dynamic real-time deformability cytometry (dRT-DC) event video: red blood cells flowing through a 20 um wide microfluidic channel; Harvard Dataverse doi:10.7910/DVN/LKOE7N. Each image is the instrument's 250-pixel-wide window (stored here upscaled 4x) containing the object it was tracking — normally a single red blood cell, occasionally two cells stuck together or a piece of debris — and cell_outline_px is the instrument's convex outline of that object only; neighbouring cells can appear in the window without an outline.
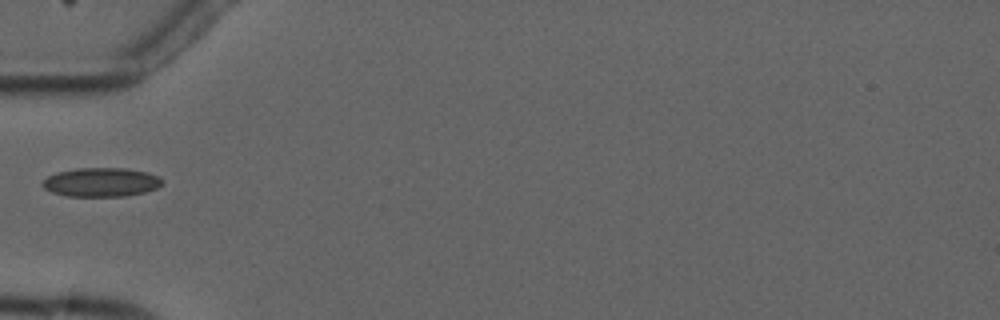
{"species": "common noctule bat (a hibernating species)", "species_latin": "Nyctalus noctula", "temperature_condition": "cold", "stored_images_in_passage": 2, "camera_frame_rate_fps": 3000, "um_per_image_px": 0.085, "animal": {"sex": "male", "forearm_length_mm": 52.5}, "frame": {"image": 1, "passage_image": 1, "time_ms": 0.0, "image_size_px": [1000, 320], "cell_outline_px": [[164, 184], [156, 188], [144, 192], [124, 196], [68, 196], [52, 192], [44, 188], [44, 180], [48, 176], [56, 172], [76, 168], [124, 168], [148, 172], [160, 176], [164, 180]], "centroid_in_image_um": [8.65, 15.48], "position_along_channel_um": 76.3, "area_um2": 20.23}}
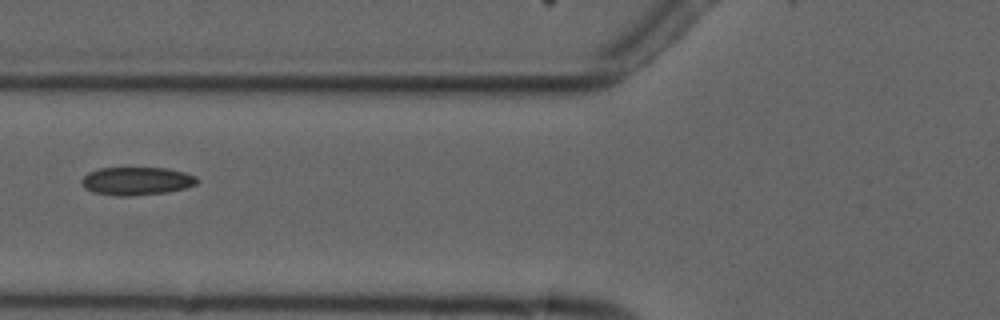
{"frame": {"image": 2, "passage_image": 2, "time_ms": 1.0, "image_size_px": [1000, 320], "cell_outline_px": [[200, 180], [196, 184], [184, 188], [168, 192], [128, 196], [120, 196], [92, 192], [84, 188], [80, 180], [88, 172], [100, 168], [168, 168], [184, 172], [196, 176]], "centroid_in_image_um": [11.61, 15.38], "position_along_channel_um": 114.2, "area_um2": 18.96}}